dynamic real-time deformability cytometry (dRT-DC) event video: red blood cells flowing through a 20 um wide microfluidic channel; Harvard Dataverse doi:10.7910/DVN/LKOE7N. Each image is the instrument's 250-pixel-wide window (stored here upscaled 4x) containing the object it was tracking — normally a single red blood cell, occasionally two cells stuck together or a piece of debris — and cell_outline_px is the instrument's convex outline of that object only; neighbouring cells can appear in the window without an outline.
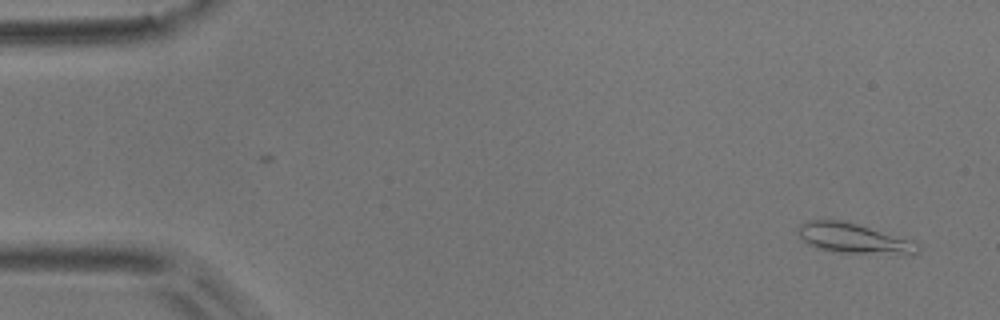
{"species": "common noctule bat (a hibernating species)", "species_latin": "Nyctalus noctula", "temperature_condition": "room temperature", "stored_images_in_passage": 2, "camera_frame_rate_fps": 3000, "um_per_image_px": 0.085, "animal": {"sex": "male", "body_mass_g": 17.9}, "frame": {"image": 1, "passage_image": 2, "time_ms": 0.333, "image_size_px": [1000, 320], "cell_outline_px": [[920, 248], [912, 256], [900, 256], [836, 252], [816, 248], [808, 244], [796, 232], [796, 228], [800, 224], [808, 220], [848, 220], [912, 240], [920, 244]], "centroid_in_image_um": [72.63, 20.28], "position_along_channel_um": 12.4, "area_um2": 21.91}}